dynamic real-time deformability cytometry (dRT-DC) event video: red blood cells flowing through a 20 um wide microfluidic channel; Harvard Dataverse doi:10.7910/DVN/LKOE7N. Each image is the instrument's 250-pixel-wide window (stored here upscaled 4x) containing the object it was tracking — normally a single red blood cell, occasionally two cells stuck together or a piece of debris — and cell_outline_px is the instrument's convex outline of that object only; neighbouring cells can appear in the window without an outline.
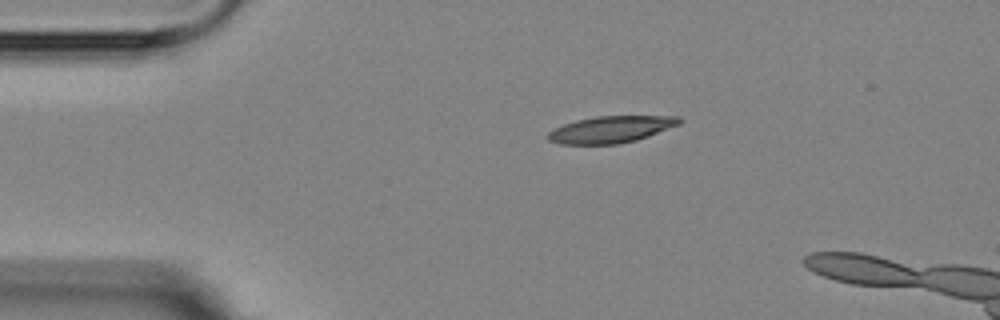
{"species": "Egyptian fruit bat (a non-hibernating species)", "species_latin": "Rousettus aegyptiacus", "temperature_condition": "room temperature", "stored_images_in_passage": 3, "camera_frame_rate_fps": 3000, "um_per_image_px": 0.085, "animal": {"sex": "female"}, "frame": {"image": 1, "passage_image": 1, "time_ms": 0.0, "image_size_px": [1000, 320], "cell_outline_px": [[684, 120], [680, 124], [648, 136], [636, 140], [616, 144], [560, 144], [548, 140], [548, 132], [552, 128], [576, 120], [596, 116], [680, 116]], "centroid_in_image_um": [51.93, 10.99], "position_along_channel_um": 33.1, "area_um2": 20.52}}